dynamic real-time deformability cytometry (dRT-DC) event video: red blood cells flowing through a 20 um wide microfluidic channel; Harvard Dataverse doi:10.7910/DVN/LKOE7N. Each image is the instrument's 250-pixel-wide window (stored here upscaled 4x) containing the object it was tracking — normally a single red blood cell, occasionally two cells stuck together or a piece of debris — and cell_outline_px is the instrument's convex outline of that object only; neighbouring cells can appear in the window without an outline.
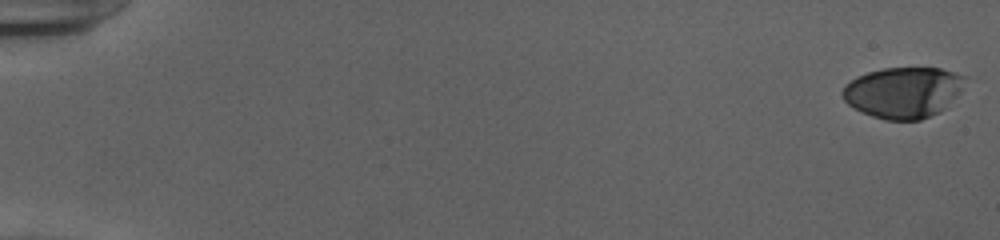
{"species": "human", "species_latin": "Homo sapiens", "temperature_condition": "cold", "stored_images_in_passage": 54, "camera_frame_rate_fps": 3000, "um_per_image_px": 0.085, "donor": {"sex": "female"}, "frame": {"image": 1, "passage_image": 1, "time_ms": 0.0, "image_size_px": [1000, 240], "cell_outline_px": [[968, 76], [960, 92], [940, 112], [920, 120], [888, 120], [872, 116], [848, 104], [844, 100], [840, 92], [844, 84], [856, 76], [868, 72], [884, 68], [940, 68]], "centroid_in_image_um": [76.77, 7.84], "position_along_channel_um": 8.2, "area_um2": 36.47}}
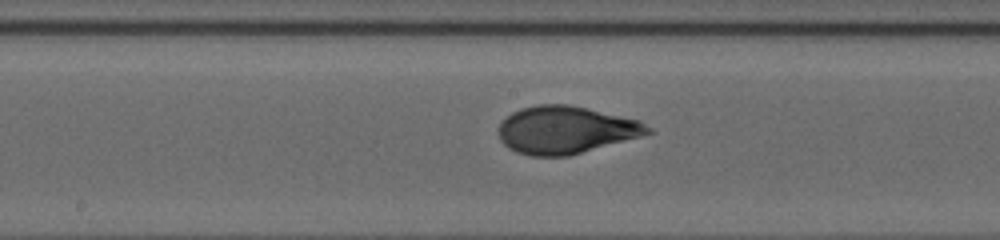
{"frame": {"image": 2, "passage_image": 30, "time_ms": 9.667, "image_size_px": [1000, 240], "cell_outline_px": [[656, 132], [568, 156], [532, 156], [516, 152], [508, 148], [500, 140], [496, 132], [500, 124], [512, 112], [520, 108], [536, 104], [568, 104], [588, 108], [640, 120], [652, 128]], "centroid_in_image_um": [48.09, 11.04], "position_along_channel_um": 200.1, "area_um2": 41.62}}
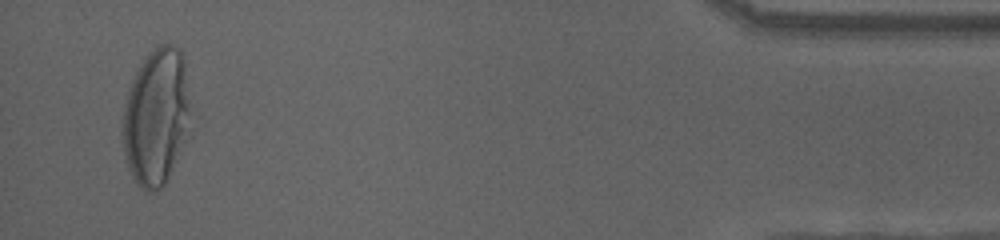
{"frame": {"image": 3, "passage_image": 52, "time_ms": 17.0, "image_size_px": [1000, 240], "cell_outline_px": [[188, 112], [184, 140], [168, 176], [164, 184], [156, 192], [144, 192], [136, 184], [128, 168], [120, 140], [120, 132], [124, 104], [128, 92], [136, 72], [140, 64], [160, 44], [168, 44], [176, 48], [180, 52], [184, 60], [188, 104]], "centroid_in_image_um": [13.19, 10.0], "position_along_channel_um": 422.0, "area_um2": 53.18}, "authors_computed_cell_mechanics": {"area_um2": 40.4022, "velocity_mm_per_s": 3.9288, "shape_relaxation_time_tau1_ms": 6.8361, "shape_relaxation_time_tau2_ms": null, "deformation_change_tau1": 0.2744, "deformation_change_tau2": null}}